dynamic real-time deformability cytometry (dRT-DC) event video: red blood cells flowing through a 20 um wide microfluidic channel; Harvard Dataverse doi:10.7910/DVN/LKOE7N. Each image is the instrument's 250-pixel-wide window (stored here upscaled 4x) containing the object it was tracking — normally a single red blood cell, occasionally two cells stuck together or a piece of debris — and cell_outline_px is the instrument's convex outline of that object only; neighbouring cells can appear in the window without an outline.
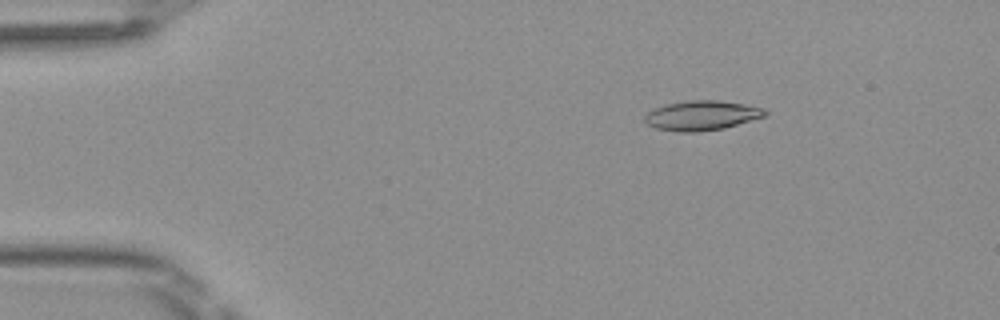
{"species": "Egyptian fruit bat (a non-hibernating species)", "species_latin": "Rousettus aegyptiacus", "temperature_condition": "room temperature", "stored_images_in_passage": 49, "camera_frame_rate_fps": 3000, "um_per_image_px": 0.085, "frame": {"image": 1, "passage_image": 8, "time_ms": 2.333, "image_size_px": [1000, 320], "cell_outline_px": [[768, 112], [764, 116], [724, 128], [696, 132], [680, 132], [656, 128], [648, 124], [644, 120], [644, 116], [648, 112], [656, 108], [668, 104], [688, 100], [716, 100], [744, 104], [764, 108]], "centroid_in_image_um": [59.64, 9.81], "position_along_channel_um": 25.4, "area_um2": 20.52}}
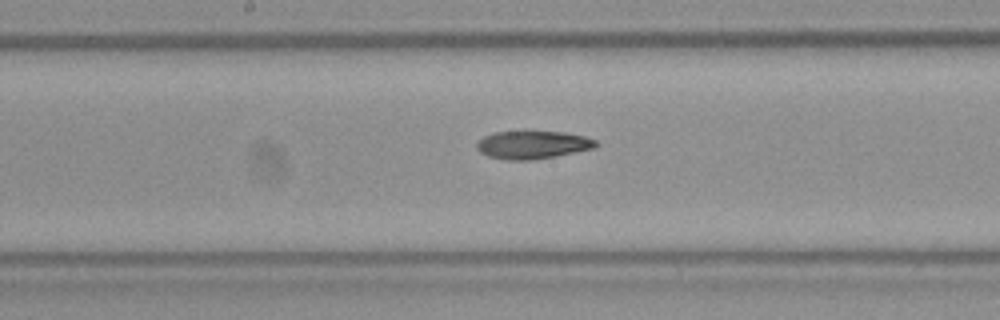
{"frame": {"image": 2, "passage_image": 26, "time_ms": 8.333, "image_size_px": [1000, 320], "cell_outline_px": [[600, 144], [596, 148], [556, 156], [532, 160], [508, 160], [488, 156], [480, 152], [476, 148], [476, 144], [484, 136], [496, 132], [564, 132], [584, 136], [596, 140]], "centroid_in_image_um": [45.31, 12.32], "position_along_channel_um": 202.9, "area_um2": 19.36}}
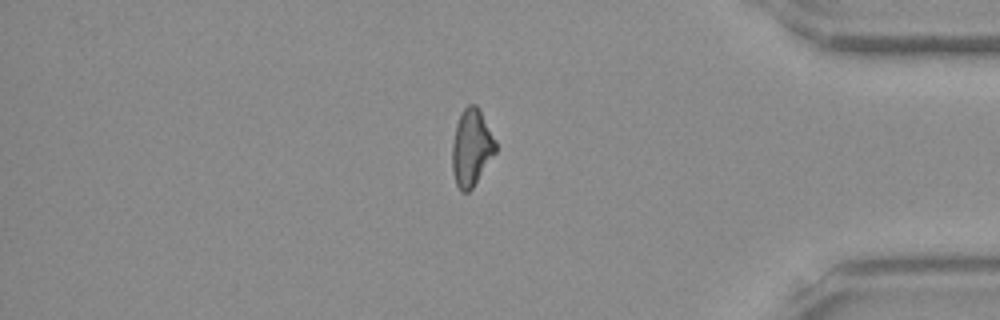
{"frame": {"image": 3, "passage_image": 42, "time_ms": 13.667, "image_size_px": [1000, 320], "cell_outline_px": [[496, 152], [472, 188], [468, 192], [460, 192], [456, 184], [452, 172], [452, 144], [456, 124], [464, 108], [468, 104], [476, 104], [496, 140]], "centroid_in_image_um": [40.06, 12.57], "position_along_channel_um": 395.1, "area_um2": 19.36}}